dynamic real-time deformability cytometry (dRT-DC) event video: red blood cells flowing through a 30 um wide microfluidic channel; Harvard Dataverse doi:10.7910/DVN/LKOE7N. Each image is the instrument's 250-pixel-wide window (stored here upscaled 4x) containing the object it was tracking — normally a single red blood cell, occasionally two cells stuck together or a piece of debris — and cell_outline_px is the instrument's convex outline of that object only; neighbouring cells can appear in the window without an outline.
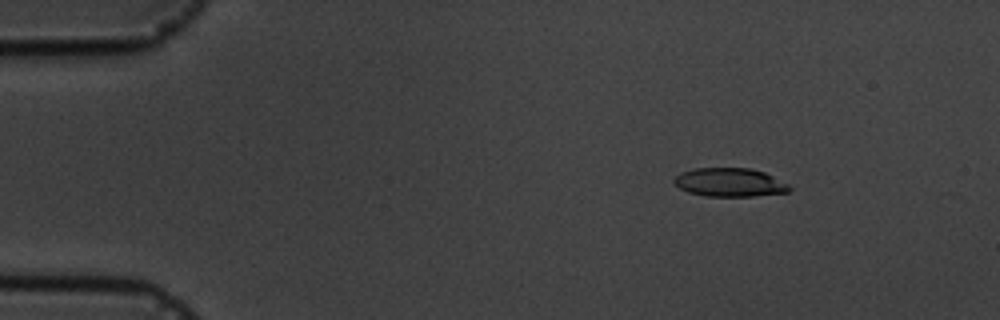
{"species": "common noctule bat (a hibernating species)", "species_latin": "Nyctalus noctula", "temperature_condition": "cold", "stored_images_in_passage": 4, "camera_frame_rate_fps": 3000, "um_per_image_px": 0.085, "animal": {"sex": "male", "body_mass_g": 19.5, "forearm_length_mm": 54.6}, "frame": {"image": 1, "passage_image": 2, "time_ms": 1.0, "image_size_px": [1000, 320], "cell_outline_px": [[792, 188], [788, 192], [752, 196], [704, 196], [688, 192], [680, 188], [672, 180], [680, 172], [692, 168], [748, 168], [764, 172], [788, 184]], "centroid_in_image_um": [62.0, 15.5], "position_along_channel_um": 23.0, "area_um2": 19.19}}